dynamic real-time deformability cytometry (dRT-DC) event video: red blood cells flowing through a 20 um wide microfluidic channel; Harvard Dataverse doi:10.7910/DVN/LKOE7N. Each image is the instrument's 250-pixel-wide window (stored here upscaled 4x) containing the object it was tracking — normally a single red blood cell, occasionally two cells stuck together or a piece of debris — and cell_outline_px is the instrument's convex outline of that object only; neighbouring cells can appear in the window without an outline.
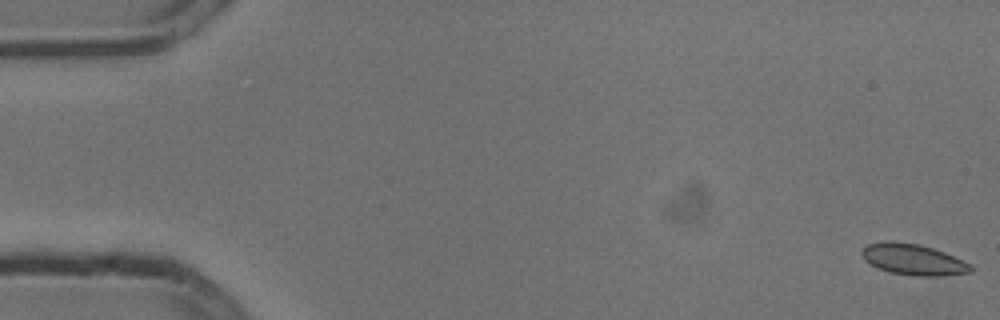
{"species": "common noctule bat (a hibernating species)", "species_latin": "Nyctalus noctula", "temperature_condition": "cold", "stored_images_in_passage": 54, "camera_frame_rate_fps": 3000, "um_per_image_px": 0.085, "animal": {"sex": "male", "body_mass_g": 13.3}, "frame": {"image": 1, "passage_image": 1, "time_ms": 0.0, "image_size_px": [1000, 320], "cell_outline_px": [[972, 272], [940, 276], [912, 276], [892, 272], [876, 268], [864, 260], [860, 252], [868, 244], [884, 240], [896, 240], [920, 244], [944, 252], [972, 264]], "centroid_in_image_um": [77.6, 22.04], "position_along_channel_um": 7.4, "area_um2": 20.0}}
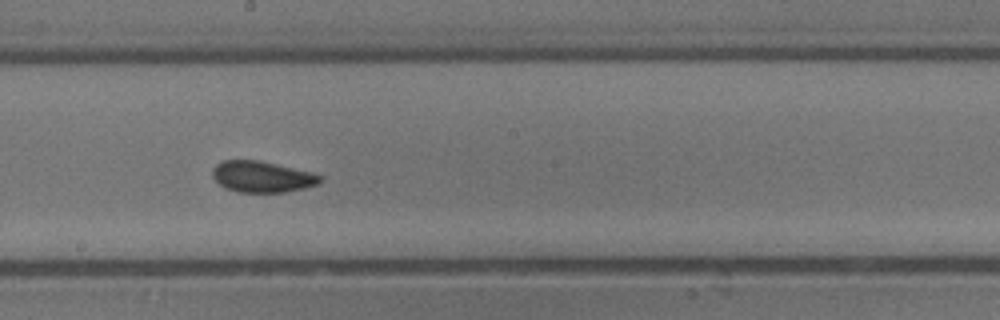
{"frame": {"image": 2, "passage_image": 30, "time_ms": 9.667, "image_size_px": [1000, 320], "cell_outline_px": [[324, 180], [320, 184], [304, 188], [284, 192], [236, 192], [224, 188], [212, 176], [212, 168], [216, 164], [224, 160], [260, 160], [316, 172]], "centroid_in_image_um": [22.32, 15.01], "position_along_channel_um": 225.9, "area_um2": 19.94}}
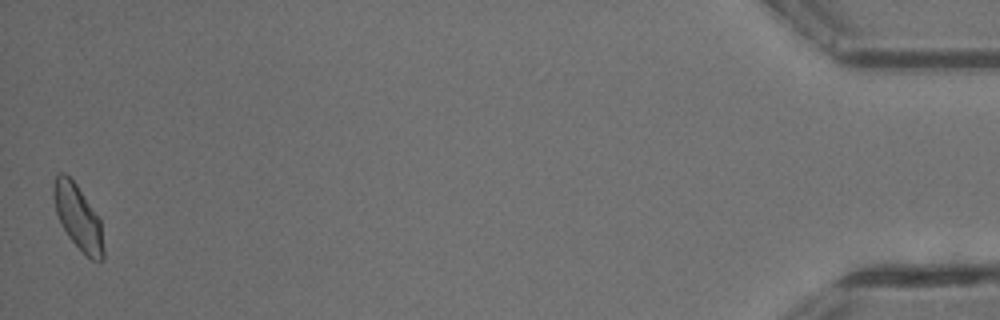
{"frame": {"image": 3, "passage_image": 54, "time_ms": 17.667, "image_size_px": [1000, 320], "cell_outline_px": [[104, 260], [92, 260], [68, 236], [56, 212], [52, 196], [52, 188], [56, 176], [60, 172], [64, 172], [76, 184], [100, 220], [104, 248]], "centroid_in_image_um": [6.62, 18.45], "position_along_channel_um": 428.6, "area_um2": 18.38}, "authors_computed_cell_mechanics": {"area_um2": 19.3341, "velocity_mm_per_s": 3.778, "shape_relaxation_time_tau1_ms": null, "shape_relaxation_time_tau2_ms": 1.9325, "deformation_change_tau1": null, "deformation_change_tau2": 0.0571}}